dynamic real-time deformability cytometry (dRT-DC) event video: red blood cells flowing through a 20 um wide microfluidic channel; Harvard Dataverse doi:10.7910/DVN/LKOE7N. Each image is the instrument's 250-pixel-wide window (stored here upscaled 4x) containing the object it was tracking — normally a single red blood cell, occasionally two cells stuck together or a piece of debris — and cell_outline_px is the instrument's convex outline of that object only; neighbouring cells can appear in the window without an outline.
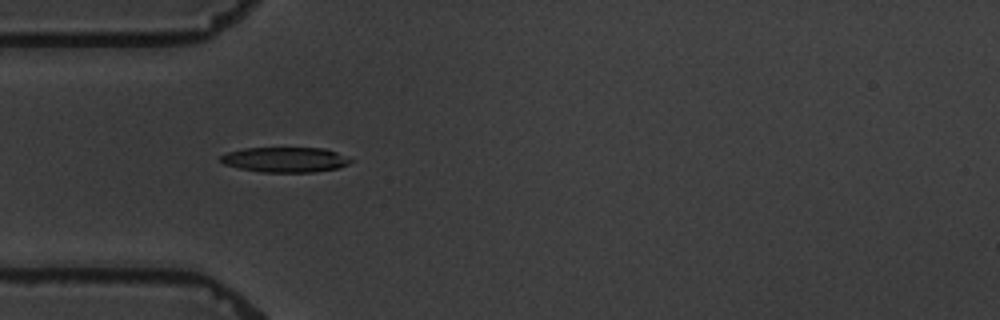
{"species": "common noctule bat (a hibernating species)", "species_latin": "Nyctalus noctula", "temperature_condition": "warm", "stored_images_in_passage": 5, "camera_frame_rate_fps": 3000, "um_per_image_px": 0.085, "animal": {"sex": "male", "body_mass_g": 19.5, "forearm_length_mm": 54.6}, "frame": {"image": 1, "passage_image": 5, "time_ms": 5.333, "image_size_px": [1000, 320], "cell_outline_px": [[352, 160], [348, 164], [340, 168], [312, 172], [264, 172], [240, 168], [224, 164], [220, 160], [220, 156], [228, 152], [244, 148], [324, 148], [336, 152]], "centroid_in_image_um": [24.24, 13.57], "position_along_channel_um": 60.8, "area_um2": 18.84}}